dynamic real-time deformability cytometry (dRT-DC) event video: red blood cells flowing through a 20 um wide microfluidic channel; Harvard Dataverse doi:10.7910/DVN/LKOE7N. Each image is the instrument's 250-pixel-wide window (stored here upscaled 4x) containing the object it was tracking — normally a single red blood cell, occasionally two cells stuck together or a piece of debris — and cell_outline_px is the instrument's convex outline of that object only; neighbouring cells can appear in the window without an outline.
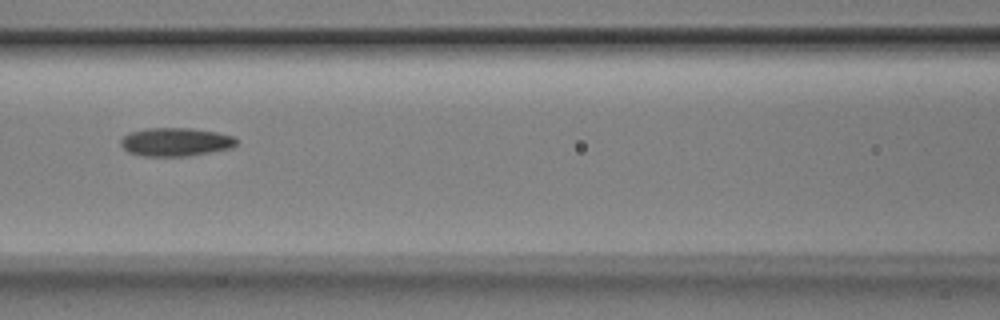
{"species": "Egyptian fruit bat (a non-hibernating species)", "species_latin": "Rousettus aegyptiacus", "temperature_condition": "room temperature", "stored_images_in_passage": 5, "camera_frame_rate_fps": 3000, "um_per_image_px": 0.085, "animal": {"sex": "male"}, "frame": {"image": 1, "passage_image": 5, "time_ms": 1.333, "image_size_px": [1000, 320], "cell_outline_px": [[236, 144], [232, 148], [188, 156], [140, 156], [128, 152], [120, 144], [120, 140], [128, 132], [148, 128], [192, 128], [216, 132], [236, 136]], "centroid_in_image_um": [14.92, 12.06], "position_along_channel_um": 151.7, "area_um2": 19.31}}